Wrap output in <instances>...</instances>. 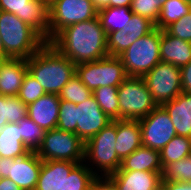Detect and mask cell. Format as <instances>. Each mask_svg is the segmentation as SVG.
Segmentation results:
<instances>
[{"instance_id": "cell-1", "label": "cell", "mask_w": 191, "mask_h": 190, "mask_svg": "<svg viewBox=\"0 0 191 190\" xmlns=\"http://www.w3.org/2000/svg\"><path fill=\"white\" fill-rule=\"evenodd\" d=\"M49 43L75 65L108 56L107 34L98 16L67 26Z\"/></svg>"}, {"instance_id": "cell-2", "label": "cell", "mask_w": 191, "mask_h": 190, "mask_svg": "<svg viewBox=\"0 0 191 190\" xmlns=\"http://www.w3.org/2000/svg\"><path fill=\"white\" fill-rule=\"evenodd\" d=\"M28 72L39 82L47 94H59L76 74V65L46 42L27 59Z\"/></svg>"}, {"instance_id": "cell-3", "label": "cell", "mask_w": 191, "mask_h": 190, "mask_svg": "<svg viewBox=\"0 0 191 190\" xmlns=\"http://www.w3.org/2000/svg\"><path fill=\"white\" fill-rule=\"evenodd\" d=\"M0 37L9 58L28 59L47 41L15 14L0 10Z\"/></svg>"}, {"instance_id": "cell-4", "label": "cell", "mask_w": 191, "mask_h": 190, "mask_svg": "<svg viewBox=\"0 0 191 190\" xmlns=\"http://www.w3.org/2000/svg\"><path fill=\"white\" fill-rule=\"evenodd\" d=\"M161 29L155 28L140 37L118 57L125 66L129 77H144L160 59Z\"/></svg>"}, {"instance_id": "cell-5", "label": "cell", "mask_w": 191, "mask_h": 190, "mask_svg": "<svg viewBox=\"0 0 191 190\" xmlns=\"http://www.w3.org/2000/svg\"><path fill=\"white\" fill-rule=\"evenodd\" d=\"M119 119L139 120L158 105L143 77H127L118 87Z\"/></svg>"}, {"instance_id": "cell-6", "label": "cell", "mask_w": 191, "mask_h": 190, "mask_svg": "<svg viewBox=\"0 0 191 190\" xmlns=\"http://www.w3.org/2000/svg\"><path fill=\"white\" fill-rule=\"evenodd\" d=\"M76 75L92 92L103 86L119 87L128 77L121 59L109 55L97 61L77 64Z\"/></svg>"}, {"instance_id": "cell-7", "label": "cell", "mask_w": 191, "mask_h": 190, "mask_svg": "<svg viewBox=\"0 0 191 190\" xmlns=\"http://www.w3.org/2000/svg\"><path fill=\"white\" fill-rule=\"evenodd\" d=\"M85 143L73 132L51 129L46 131L36 153L42 161L58 160L85 162Z\"/></svg>"}, {"instance_id": "cell-8", "label": "cell", "mask_w": 191, "mask_h": 190, "mask_svg": "<svg viewBox=\"0 0 191 190\" xmlns=\"http://www.w3.org/2000/svg\"><path fill=\"white\" fill-rule=\"evenodd\" d=\"M116 136V120H112L85 143L84 159L92 161L104 172L102 178L109 177L121 167L122 161L115 149Z\"/></svg>"}, {"instance_id": "cell-9", "label": "cell", "mask_w": 191, "mask_h": 190, "mask_svg": "<svg viewBox=\"0 0 191 190\" xmlns=\"http://www.w3.org/2000/svg\"><path fill=\"white\" fill-rule=\"evenodd\" d=\"M49 42L64 28L98 16L92 0H50Z\"/></svg>"}, {"instance_id": "cell-10", "label": "cell", "mask_w": 191, "mask_h": 190, "mask_svg": "<svg viewBox=\"0 0 191 190\" xmlns=\"http://www.w3.org/2000/svg\"><path fill=\"white\" fill-rule=\"evenodd\" d=\"M143 78L158 106L182 93L180 68L171 63L160 61Z\"/></svg>"}, {"instance_id": "cell-11", "label": "cell", "mask_w": 191, "mask_h": 190, "mask_svg": "<svg viewBox=\"0 0 191 190\" xmlns=\"http://www.w3.org/2000/svg\"><path fill=\"white\" fill-rule=\"evenodd\" d=\"M0 10L15 14L49 42L48 0H0Z\"/></svg>"}, {"instance_id": "cell-12", "label": "cell", "mask_w": 191, "mask_h": 190, "mask_svg": "<svg viewBox=\"0 0 191 190\" xmlns=\"http://www.w3.org/2000/svg\"><path fill=\"white\" fill-rule=\"evenodd\" d=\"M142 145L160 151L176 136L174 124L163 106L139 119Z\"/></svg>"}, {"instance_id": "cell-13", "label": "cell", "mask_w": 191, "mask_h": 190, "mask_svg": "<svg viewBox=\"0 0 191 190\" xmlns=\"http://www.w3.org/2000/svg\"><path fill=\"white\" fill-rule=\"evenodd\" d=\"M155 24L138 14L132 15L122 31H113L107 35V50L109 56H119L131 44L155 29Z\"/></svg>"}, {"instance_id": "cell-14", "label": "cell", "mask_w": 191, "mask_h": 190, "mask_svg": "<svg viewBox=\"0 0 191 190\" xmlns=\"http://www.w3.org/2000/svg\"><path fill=\"white\" fill-rule=\"evenodd\" d=\"M112 120L102 111L93 94L82 103L76 104L75 134L86 143Z\"/></svg>"}, {"instance_id": "cell-15", "label": "cell", "mask_w": 191, "mask_h": 190, "mask_svg": "<svg viewBox=\"0 0 191 190\" xmlns=\"http://www.w3.org/2000/svg\"><path fill=\"white\" fill-rule=\"evenodd\" d=\"M42 166V160L36 151H30L25 156L13 159L9 163V179L22 190H35Z\"/></svg>"}, {"instance_id": "cell-16", "label": "cell", "mask_w": 191, "mask_h": 190, "mask_svg": "<svg viewBox=\"0 0 191 190\" xmlns=\"http://www.w3.org/2000/svg\"><path fill=\"white\" fill-rule=\"evenodd\" d=\"M108 178L118 190H161L162 172L116 171Z\"/></svg>"}, {"instance_id": "cell-17", "label": "cell", "mask_w": 191, "mask_h": 190, "mask_svg": "<svg viewBox=\"0 0 191 190\" xmlns=\"http://www.w3.org/2000/svg\"><path fill=\"white\" fill-rule=\"evenodd\" d=\"M28 106V117L45 131L57 128L60 98L57 94H45Z\"/></svg>"}, {"instance_id": "cell-18", "label": "cell", "mask_w": 191, "mask_h": 190, "mask_svg": "<svg viewBox=\"0 0 191 190\" xmlns=\"http://www.w3.org/2000/svg\"><path fill=\"white\" fill-rule=\"evenodd\" d=\"M27 72L26 59L8 58L0 60V95L18 96Z\"/></svg>"}, {"instance_id": "cell-19", "label": "cell", "mask_w": 191, "mask_h": 190, "mask_svg": "<svg viewBox=\"0 0 191 190\" xmlns=\"http://www.w3.org/2000/svg\"><path fill=\"white\" fill-rule=\"evenodd\" d=\"M116 153L121 161L142 146L139 120H116Z\"/></svg>"}, {"instance_id": "cell-20", "label": "cell", "mask_w": 191, "mask_h": 190, "mask_svg": "<svg viewBox=\"0 0 191 190\" xmlns=\"http://www.w3.org/2000/svg\"><path fill=\"white\" fill-rule=\"evenodd\" d=\"M160 59L181 68L191 61V42L170 35L161 30Z\"/></svg>"}, {"instance_id": "cell-21", "label": "cell", "mask_w": 191, "mask_h": 190, "mask_svg": "<svg viewBox=\"0 0 191 190\" xmlns=\"http://www.w3.org/2000/svg\"><path fill=\"white\" fill-rule=\"evenodd\" d=\"M168 112L176 134L191 138V93H181L162 105Z\"/></svg>"}, {"instance_id": "cell-22", "label": "cell", "mask_w": 191, "mask_h": 190, "mask_svg": "<svg viewBox=\"0 0 191 190\" xmlns=\"http://www.w3.org/2000/svg\"><path fill=\"white\" fill-rule=\"evenodd\" d=\"M79 163L71 161H42L35 190H58L65 176Z\"/></svg>"}, {"instance_id": "cell-23", "label": "cell", "mask_w": 191, "mask_h": 190, "mask_svg": "<svg viewBox=\"0 0 191 190\" xmlns=\"http://www.w3.org/2000/svg\"><path fill=\"white\" fill-rule=\"evenodd\" d=\"M117 171L163 172L160 152L142 145L122 161Z\"/></svg>"}, {"instance_id": "cell-24", "label": "cell", "mask_w": 191, "mask_h": 190, "mask_svg": "<svg viewBox=\"0 0 191 190\" xmlns=\"http://www.w3.org/2000/svg\"><path fill=\"white\" fill-rule=\"evenodd\" d=\"M3 131L0 134V157L16 159L30 152L22 141L17 123H7Z\"/></svg>"}, {"instance_id": "cell-25", "label": "cell", "mask_w": 191, "mask_h": 190, "mask_svg": "<svg viewBox=\"0 0 191 190\" xmlns=\"http://www.w3.org/2000/svg\"><path fill=\"white\" fill-rule=\"evenodd\" d=\"M86 164H77L62 180L58 190H91L94 180L101 177Z\"/></svg>"}, {"instance_id": "cell-26", "label": "cell", "mask_w": 191, "mask_h": 190, "mask_svg": "<svg viewBox=\"0 0 191 190\" xmlns=\"http://www.w3.org/2000/svg\"><path fill=\"white\" fill-rule=\"evenodd\" d=\"M28 117V106L18 96L0 95V134L7 123H18Z\"/></svg>"}, {"instance_id": "cell-27", "label": "cell", "mask_w": 191, "mask_h": 190, "mask_svg": "<svg viewBox=\"0 0 191 190\" xmlns=\"http://www.w3.org/2000/svg\"><path fill=\"white\" fill-rule=\"evenodd\" d=\"M132 15L130 7H107L98 11V18L107 35L113 31H122Z\"/></svg>"}, {"instance_id": "cell-28", "label": "cell", "mask_w": 191, "mask_h": 190, "mask_svg": "<svg viewBox=\"0 0 191 190\" xmlns=\"http://www.w3.org/2000/svg\"><path fill=\"white\" fill-rule=\"evenodd\" d=\"M162 167L191 156V138L187 136H174L160 151Z\"/></svg>"}, {"instance_id": "cell-29", "label": "cell", "mask_w": 191, "mask_h": 190, "mask_svg": "<svg viewBox=\"0 0 191 190\" xmlns=\"http://www.w3.org/2000/svg\"><path fill=\"white\" fill-rule=\"evenodd\" d=\"M191 10V3L184 0H166L160 10L156 28L165 30L169 25L176 22Z\"/></svg>"}, {"instance_id": "cell-30", "label": "cell", "mask_w": 191, "mask_h": 190, "mask_svg": "<svg viewBox=\"0 0 191 190\" xmlns=\"http://www.w3.org/2000/svg\"><path fill=\"white\" fill-rule=\"evenodd\" d=\"M93 96L102 111L111 119H119L118 87L103 86L95 89Z\"/></svg>"}, {"instance_id": "cell-31", "label": "cell", "mask_w": 191, "mask_h": 190, "mask_svg": "<svg viewBox=\"0 0 191 190\" xmlns=\"http://www.w3.org/2000/svg\"><path fill=\"white\" fill-rule=\"evenodd\" d=\"M17 124L20 127V136L24 145L29 151H37L41 146L46 131L29 117L21 119Z\"/></svg>"}, {"instance_id": "cell-32", "label": "cell", "mask_w": 191, "mask_h": 190, "mask_svg": "<svg viewBox=\"0 0 191 190\" xmlns=\"http://www.w3.org/2000/svg\"><path fill=\"white\" fill-rule=\"evenodd\" d=\"M92 94V91L88 89L75 74L62 88L58 96L60 100L79 104L87 100Z\"/></svg>"}, {"instance_id": "cell-33", "label": "cell", "mask_w": 191, "mask_h": 190, "mask_svg": "<svg viewBox=\"0 0 191 190\" xmlns=\"http://www.w3.org/2000/svg\"><path fill=\"white\" fill-rule=\"evenodd\" d=\"M191 180V156L170 163L163 168L162 182H188Z\"/></svg>"}, {"instance_id": "cell-34", "label": "cell", "mask_w": 191, "mask_h": 190, "mask_svg": "<svg viewBox=\"0 0 191 190\" xmlns=\"http://www.w3.org/2000/svg\"><path fill=\"white\" fill-rule=\"evenodd\" d=\"M165 1L166 0H132L130 9L134 14L146 17L156 24Z\"/></svg>"}, {"instance_id": "cell-35", "label": "cell", "mask_w": 191, "mask_h": 190, "mask_svg": "<svg viewBox=\"0 0 191 190\" xmlns=\"http://www.w3.org/2000/svg\"><path fill=\"white\" fill-rule=\"evenodd\" d=\"M43 87L35 80L32 75L27 72L19 91V99L26 105L36 101L41 96L45 95Z\"/></svg>"}, {"instance_id": "cell-36", "label": "cell", "mask_w": 191, "mask_h": 190, "mask_svg": "<svg viewBox=\"0 0 191 190\" xmlns=\"http://www.w3.org/2000/svg\"><path fill=\"white\" fill-rule=\"evenodd\" d=\"M76 104L60 100L57 129L76 132Z\"/></svg>"}, {"instance_id": "cell-37", "label": "cell", "mask_w": 191, "mask_h": 190, "mask_svg": "<svg viewBox=\"0 0 191 190\" xmlns=\"http://www.w3.org/2000/svg\"><path fill=\"white\" fill-rule=\"evenodd\" d=\"M165 30L172 36L191 42V10Z\"/></svg>"}, {"instance_id": "cell-38", "label": "cell", "mask_w": 191, "mask_h": 190, "mask_svg": "<svg viewBox=\"0 0 191 190\" xmlns=\"http://www.w3.org/2000/svg\"><path fill=\"white\" fill-rule=\"evenodd\" d=\"M181 89L183 93H191V61L180 68Z\"/></svg>"}, {"instance_id": "cell-39", "label": "cell", "mask_w": 191, "mask_h": 190, "mask_svg": "<svg viewBox=\"0 0 191 190\" xmlns=\"http://www.w3.org/2000/svg\"><path fill=\"white\" fill-rule=\"evenodd\" d=\"M91 190H118V189L108 177H106L105 179L102 177H97L93 182Z\"/></svg>"}, {"instance_id": "cell-40", "label": "cell", "mask_w": 191, "mask_h": 190, "mask_svg": "<svg viewBox=\"0 0 191 190\" xmlns=\"http://www.w3.org/2000/svg\"><path fill=\"white\" fill-rule=\"evenodd\" d=\"M161 190H190L187 183L185 182H162Z\"/></svg>"}, {"instance_id": "cell-41", "label": "cell", "mask_w": 191, "mask_h": 190, "mask_svg": "<svg viewBox=\"0 0 191 190\" xmlns=\"http://www.w3.org/2000/svg\"><path fill=\"white\" fill-rule=\"evenodd\" d=\"M13 161V158L0 157V178L9 177V163Z\"/></svg>"}, {"instance_id": "cell-42", "label": "cell", "mask_w": 191, "mask_h": 190, "mask_svg": "<svg viewBox=\"0 0 191 190\" xmlns=\"http://www.w3.org/2000/svg\"><path fill=\"white\" fill-rule=\"evenodd\" d=\"M0 190H22L9 178H0Z\"/></svg>"}, {"instance_id": "cell-43", "label": "cell", "mask_w": 191, "mask_h": 190, "mask_svg": "<svg viewBox=\"0 0 191 190\" xmlns=\"http://www.w3.org/2000/svg\"><path fill=\"white\" fill-rule=\"evenodd\" d=\"M132 0H110L109 7H131Z\"/></svg>"}, {"instance_id": "cell-44", "label": "cell", "mask_w": 191, "mask_h": 190, "mask_svg": "<svg viewBox=\"0 0 191 190\" xmlns=\"http://www.w3.org/2000/svg\"><path fill=\"white\" fill-rule=\"evenodd\" d=\"M110 0H92V3L97 11L109 7Z\"/></svg>"}, {"instance_id": "cell-45", "label": "cell", "mask_w": 191, "mask_h": 190, "mask_svg": "<svg viewBox=\"0 0 191 190\" xmlns=\"http://www.w3.org/2000/svg\"><path fill=\"white\" fill-rule=\"evenodd\" d=\"M8 58L9 57L5 53L3 42H2L1 37H0V60H5V59H8Z\"/></svg>"}, {"instance_id": "cell-46", "label": "cell", "mask_w": 191, "mask_h": 190, "mask_svg": "<svg viewBox=\"0 0 191 190\" xmlns=\"http://www.w3.org/2000/svg\"><path fill=\"white\" fill-rule=\"evenodd\" d=\"M187 183V185H188V187L190 188V190H191V180L190 181H188V182H186Z\"/></svg>"}]
</instances>
